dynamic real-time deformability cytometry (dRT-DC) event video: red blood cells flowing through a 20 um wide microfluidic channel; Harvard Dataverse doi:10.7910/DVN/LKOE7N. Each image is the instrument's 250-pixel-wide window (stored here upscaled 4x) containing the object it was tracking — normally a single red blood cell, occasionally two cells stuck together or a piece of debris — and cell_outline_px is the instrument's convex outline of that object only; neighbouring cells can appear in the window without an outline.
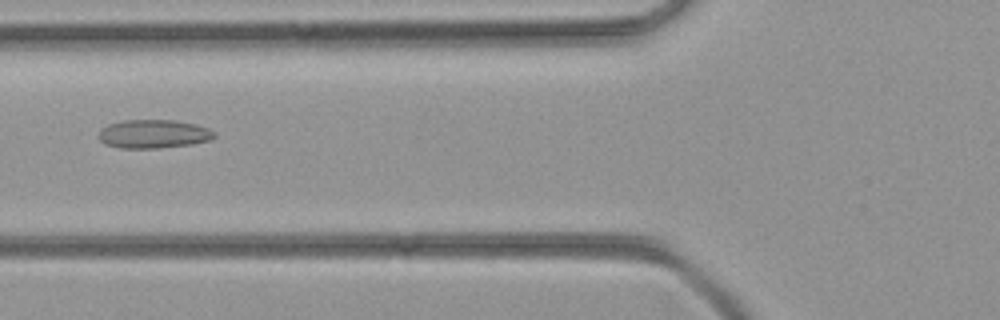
{"species": "common noctule bat (a hibernating species)", "species_latin": "Nyctalus noctula", "temperature_condition": "room temperature", "stored_images_in_passage": 12, "camera_frame_rate_fps": 3000, "um_per_image_px": 0.085, "animal": {"sex": "female", "body_mass_g": 21.9}, "frame": {"image": 1, "passage_image": 4, "time_ms": 1.0, "image_size_px": [1000, 320], "cell_outline_px": [[216, 136], [208, 140], [192, 144], [160, 148], [120, 148], [104, 144], [96, 136], [100, 128], [108, 124], [124, 120], [172, 120], [196, 124], [208, 128], [216, 132]], "centroid_in_image_um": [13.01, 11.38], "position_along_channel_um": 112.8, "area_um2": 19.48}}
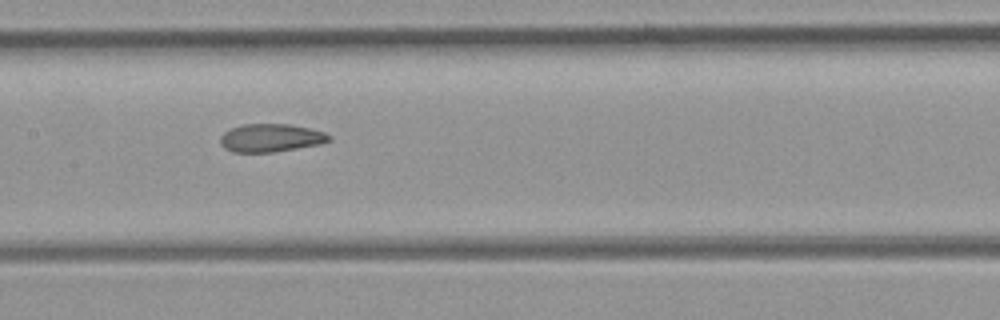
{"frame": {"image": 2, "passage_image": 9, "time_ms": 2.667, "image_size_px": [1000, 320], "cell_outline_px": [[332, 140], [320, 144], [272, 152], [232, 152], [224, 148], [220, 144], [220, 136], [224, 132], [232, 128], [244, 124], [288, 124], [308, 128], [324, 132], [332, 136]], "centroid_in_image_um": [23.01, 11.72], "position_along_channel_um": 184.4, "area_um2": 17.74}}